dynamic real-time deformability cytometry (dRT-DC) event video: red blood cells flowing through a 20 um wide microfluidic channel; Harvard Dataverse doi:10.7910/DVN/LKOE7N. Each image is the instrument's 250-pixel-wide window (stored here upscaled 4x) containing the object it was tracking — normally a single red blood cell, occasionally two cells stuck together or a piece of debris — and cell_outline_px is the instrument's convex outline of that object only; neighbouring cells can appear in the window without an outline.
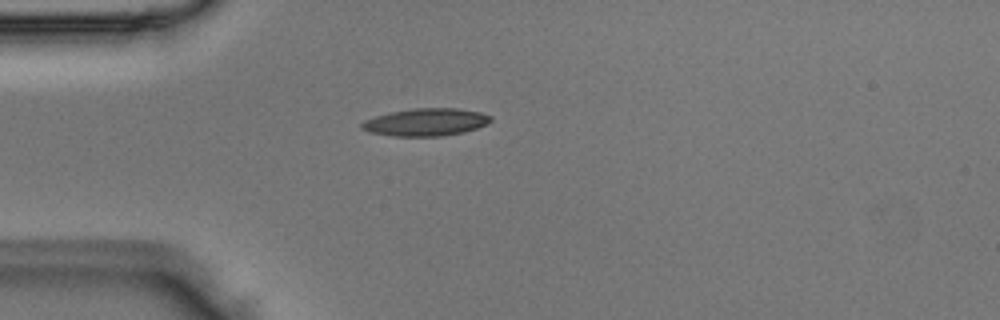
{"species": "Egyptian fruit bat (a non-hibernating species)", "species_latin": "Rousettus aegyptiacus", "temperature_condition": "room temperature", "stored_images_in_passage": 37, "camera_frame_rate_fps": 3000, "um_per_image_px": 0.085, "animal": {"sex": "male"}, "frame": {"image": 1, "passage_image": 1, "time_ms": 0.0, "image_size_px": [1000, 320], "cell_outline_px": [[492, 120], [488, 124], [464, 132], [440, 136], [392, 136], [368, 132], [360, 128], [360, 124], [364, 120], [376, 116], [392, 112], [416, 108], [456, 108], [480, 112], [492, 116]], "centroid_in_image_um": [36.2, 10.39], "position_along_channel_um": 48.8, "area_um2": 20.69}}
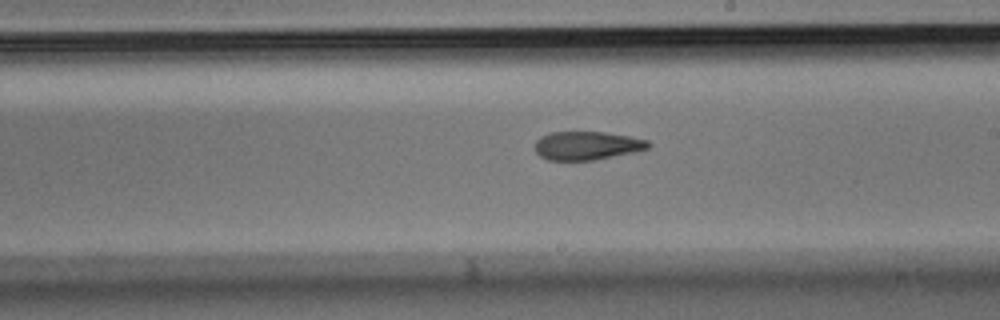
{"frame": {"image": 2, "passage_image": 16, "time_ms": 5.0, "image_size_px": [1000, 320], "cell_outline_px": [[652, 144], [648, 148], [636, 152], [596, 160], [548, 160], [540, 156], [536, 152], [536, 140], [540, 136], [552, 132], [604, 132], [628, 136], [648, 140]], "centroid_in_image_um": [49.91, 12.38], "position_along_channel_um": 239.1, "area_um2": 18.9}}
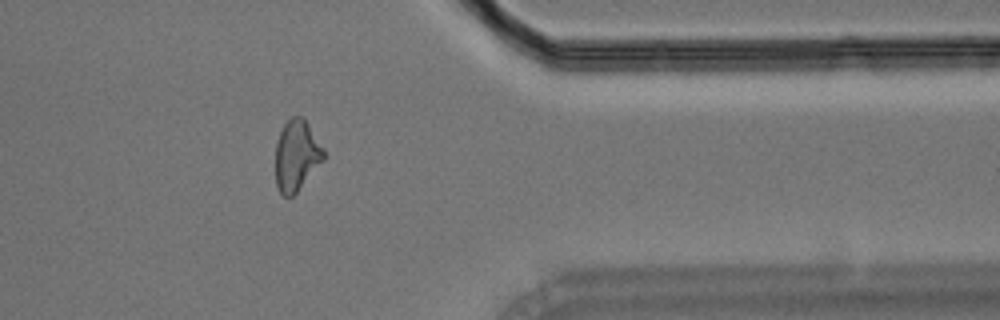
{"frame": {"image": 3, "passage_image": 28, "time_ms": 9.0, "image_size_px": [1000, 320], "cell_outline_px": [[324, 160], [296, 192], [292, 196], [284, 196], [280, 192], [276, 184], [276, 144], [280, 132], [284, 124], [292, 116], [300, 116], [308, 124], [324, 148]], "centroid_in_image_um": [25.21, 13.21], "position_along_channel_um": 386.2, "area_um2": 19.59}}